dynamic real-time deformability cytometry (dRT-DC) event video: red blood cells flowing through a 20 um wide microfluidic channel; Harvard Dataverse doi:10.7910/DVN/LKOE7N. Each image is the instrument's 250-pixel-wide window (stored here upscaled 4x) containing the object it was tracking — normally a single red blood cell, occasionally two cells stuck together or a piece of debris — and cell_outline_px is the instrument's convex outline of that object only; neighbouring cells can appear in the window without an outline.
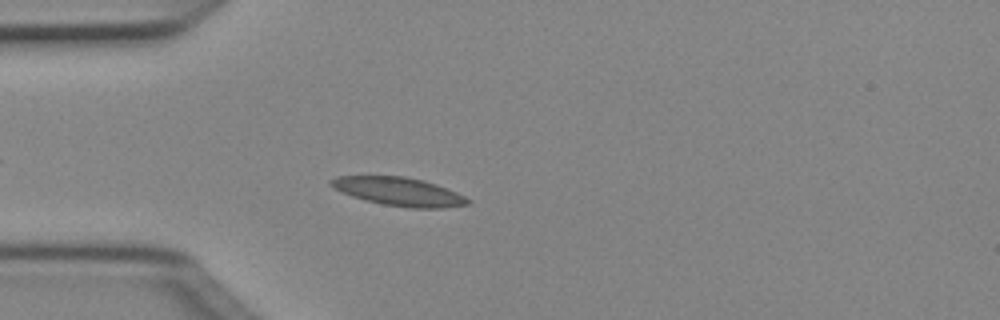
{"species": "Egyptian fruit bat (a non-hibernating species)", "species_latin": "Rousettus aegyptiacus", "temperature_condition": "cold", "stored_images_in_passage": 45, "camera_frame_rate_fps": 3000, "um_per_image_px": 0.085, "animal": {"sex": "female"}, "frame": {"image": 1, "passage_image": 9, "time_ms": 2.667, "image_size_px": [1000, 320], "cell_outline_px": [[472, 200], [468, 204], [444, 208], [412, 208], [384, 204], [352, 196], [328, 184], [328, 180], [336, 176], [404, 176], [424, 180], [436, 184], [456, 192]], "centroid_in_image_um": [33.93, 16.27], "position_along_channel_um": 51.1, "area_um2": 22.43}}
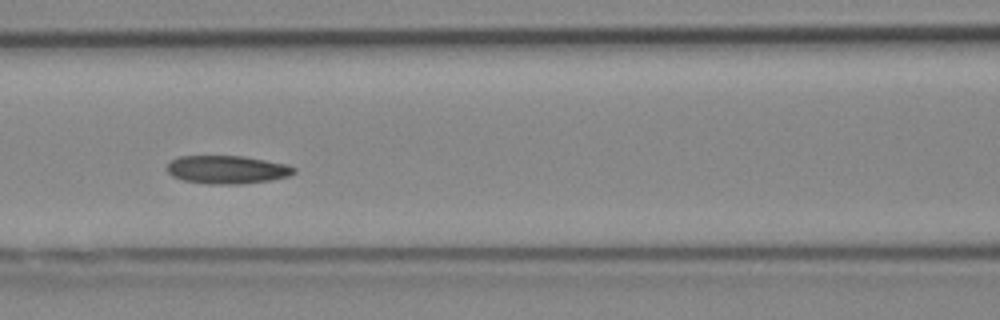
{"frame": {"image": 2, "passage_image": 17, "time_ms": 5.333, "image_size_px": [1000, 320], "cell_outline_px": [[296, 172], [288, 176], [272, 180], [240, 184], [208, 184], [184, 180], [172, 176], [164, 168], [176, 156], [244, 156], [288, 164], [296, 168]], "centroid_in_image_um": [19.3, 14.41], "position_along_channel_um": 147.3, "area_um2": 21.04}}
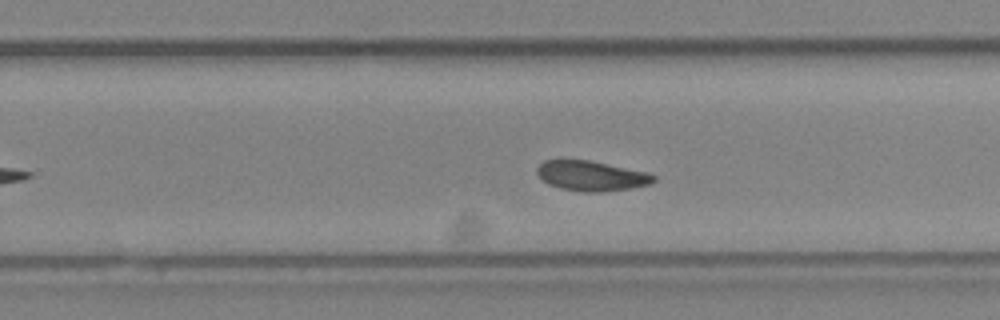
{"frame": {"image": 3, "passage_image": 27, "time_ms": 8.667, "image_size_px": [1000, 320], "cell_outline_px": [[656, 180], [652, 184], [604, 192], [584, 192], [560, 188], [548, 184], [536, 172], [536, 168], [544, 160], [588, 160], [648, 172], [656, 176]], "centroid_in_image_um": [50.29, 14.95], "position_along_channel_um": 279.5, "area_um2": 20.35}, "authors_computed_cell_mechanics": {"area_um2": 20.6346, "velocity_mm_per_s": 3.9824, "shape_relaxation_time_tau1_ms": null, "shape_relaxation_time_tau2_ms": 3.6083, "deformation_change_tau1": null, "deformation_change_tau2": 0.0795}}